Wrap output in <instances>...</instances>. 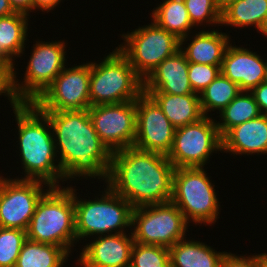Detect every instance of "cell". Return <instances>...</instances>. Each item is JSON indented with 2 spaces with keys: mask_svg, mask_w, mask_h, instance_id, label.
<instances>
[{
  "mask_svg": "<svg viewBox=\"0 0 267 267\" xmlns=\"http://www.w3.org/2000/svg\"><path fill=\"white\" fill-rule=\"evenodd\" d=\"M267 16V0H238L221 11V26L259 29Z\"/></svg>",
  "mask_w": 267,
  "mask_h": 267,
  "instance_id": "d4e9b609",
  "label": "cell"
},
{
  "mask_svg": "<svg viewBox=\"0 0 267 267\" xmlns=\"http://www.w3.org/2000/svg\"><path fill=\"white\" fill-rule=\"evenodd\" d=\"M188 225L180 209L168 201L133 208L130 230L134 242L169 248L185 238Z\"/></svg>",
  "mask_w": 267,
  "mask_h": 267,
  "instance_id": "9c48e42d",
  "label": "cell"
},
{
  "mask_svg": "<svg viewBox=\"0 0 267 267\" xmlns=\"http://www.w3.org/2000/svg\"><path fill=\"white\" fill-rule=\"evenodd\" d=\"M151 14V20L179 40L190 36V30L194 28L184 0H164L163 3L153 8Z\"/></svg>",
  "mask_w": 267,
  "mask_h": 267,
  "instance_id": "cb8c5ba5",
  "label": "cell"
},
{
  "mask_svg": "<svg viewBox=\"0 0 267 267\" xmlns=\"http://www.w3.org/2000/svg\"><path fill=\"white\" fill-rule=\"evenodd\" d=\"M27 239L62 247L77 243L73 186H52L40 199L26 230Z\"/></svg>",
  "mask_w": 267,
  "mask_h": 267,
  "instance_id": "277c9868",
  "label": "cell"
},
{
  "mask_svg": "<svg viewBox=\"0 0 267 267\" xmlns=\"http://www.w3.org/2000/svg\"><path fill=\"white\" fill-rule=\"evenodd\" d=\"M12 110L18 127L19 156L25 172L23 177L16 179L40 180L61 187L59 182L64 181V174L57 161L48 116L33 102H19Z\"/></svg>",
  "mask_w": 267,
  "mask_h": 267,
  "instance_id": "3957f363",
  "label": "cell"
},
{
  "mask_svg": "<svg viewBox=\"0 0 267 267\" xmlns=\"http://www.w3.org/2000/svg\"><path fill=\"white\" fill-rule=\"evenodd\" d=\"M184 3L194 27L203 23L221 26V10L217 0H184Z\"/></svg>",
  "mask_w": 267,
  "mask_h": 267,
  "instance_id": "4dcf8cb0",
  "label": "cell"
},
{
  "mask_svg": "<svg viewBox=\"0 0 267 267\" xmlns=\"http://www.w3.org/2000/svg\"><path fill=\"white\" fill-rule=\"evenodd\" d=\"M89 85L90 62L67 66L33 103L41 111L88 110Z\"/></svg>",
  "mask_w": 267,
  "mask_h": 267,
  "instance_id": "7c38bea8",
  "label": "cell"
},
{
  "mask_svg": "<svg viewBox=\"0 0 267 267\" xmlns=\"http://www.w3.org/2000/svg\"><path fill=\"white\" fill-rule=\"evenodd\" d=\"M15 13L11 7L9 0H0V17L8 16Z\"/></svg>",
  "mask_w": 267,
  "mask_h": 267,
  "instance_id": "74e56055",
  "label": "cell"
},
{
  "mask_svg": "<svg viewBox=\"0 0 267 267\" xmlns=\"http://www.w3.org/2000/svg\"><path fill=\"white\" fill-rule=\"evenodd\" d=\"M170 267H220L225 252L186 237L169 247Z\"/></svg>",
  "mask_w": 267,
  "mask_h": 267,
  "instance_id": "7402d4cb",
  "label": "cell"
},
{
  "mask_svg": "<svg viewBox=\"0 0 267 267\" xmlns=\"http://www.w3.org/2000/svg\"><path fill=\"white\" fill-rule=\"evenodd\" d=\"M130 267H170L169 248L134 242Z\"/></svg>",
  "mask_w": 267,
  "mask_h": 267,
  "instance_id": "f1b7e54d",
  "label": "cell"
},
{
  "mask_svg": "<svg viewBox=\"0 0 267 267\" xmlns=\"http://www.w3.org/2000/svg\"><path fill=\"white\" fill-rule=\"evenodd\" d=\"M134 245L132 233L97 236L82 249L80 267H130Z\"/></svg>",
  "mask_w": 267,
  "mask_h": 267,
  "instance_id": "2e32d148",
  "label": "cell"
},
{
  "mask_svg": "<svg viewBox=\"0 0 267 267\" xmlns=\"http://www.w3.org/2000/svg\"><path fill=\"white\" fill-rule=\"evenodd\" d=\"M160 107L171 124L177 129L195 123L204 117L199 94L172 95L168 93H146Z\"/></svg>",
  "mask_w": 267,
  "mask_h": 267,
  "instance_id": "44dd1931",
  "label": "cell"
},
{
  "mask_svg": "<svg viewBox=\"0 0 267 267\" xmlns=\"http://www.w3.org/2000/svg\"><path fill=\"white\" fill-rule=\"evenodd\" d=\"M189 62L185 54L178 50L164 59L143 81L145 93H168L189 95L194 93L188 77Z\"/></svg>",
  "mask_w": 267,
  "mask_h": 267,
  "instance_id": "ac0fdd59",
  "label": "cell"
},
{
  "mask_svg": "<svg viewBox=\"0 0 267 267\" xmlns=\"http://www.w3.org/2000/svg\"><path fill=\"white\" fill-rule=\"evenodd\" d=\"M242 90L239 85L220 73L200 94V107L204 116L208 112L226 108Z\"/></svg>",
  "mask_w": 267,
  "mask_h": 267,
  "instance_id": "83f0119b",
  "label": "cell"
},
{
  "mask_svg": "<svg viewBox=\"0 0 267 267\" xmlns=\"http://www.w3.org/2000/svg\"><path fill=\"white\" fill-rule=\"evenodd\" d=\"M231 155L267 154V115L236 125L222 136V152ZM241 154V155H240Z\"/></svg>",
  "mask_w": 267,
  "mask_h": 267,
  "instance_id": "d6986e66",
  "label": "cell"
},
{
  "mask_svg": "<svg viewBox=\"0 0 267 267\" xmlns=\"http://www.w3.org/2000/svg\"><path fill=\"white\" fill-rule=\"evenodd\" d=\"M238 0H217L219 9L222 11L226 6Z\"/></svg>",
  "mask_w": 267,
  "mask_h": 267,
  "instance_id": "60d3db41",
  "label": "cell"
},
{
  "mask_svg": "<svg viewBox=\"0 0 267 267\" xmlns=\"http://www.w3.org/2000/svg\"><path fill=\"white\" fill-rule=\"evenodd\" d=\"M222 152V137L216 120L204 116L199 121L177 128L167 158L175 168L205 167L210 156Z\"/></svg>",
  "mask_w": 267,
  "mask_h": 267,
  "instance_id": "8fae6325",
  "label": "cell"
},
{
  "mask_svg": "<svg viewBox=\"0 0 267 267\" xmlns=\"http://www.w3.org/2000/svg\"><path fill=\"white\" fill-rule=\"evenodd\" d=\"M220 267H257L256 254L252 256H237L231 252H226Z\"/></svg>",
  "mask_w": 267,
  "mask_h": 267,
  "instance_id": "d6a6232c",
  "label": "cell"
},
{
  "mask_svg": "<svg viewBox=\"0 0 267 267\" xmlns=\"http://www.w3.org/2000/svg\"><path fill=\"white\" fill-rule=\"evenodd\" d=\"M264 82L267 83V60H266V69H265Z\"/></svg>",
  "mask_w": 267,
  "mask_h": 267,
  "instance_id": "7bdbcfd3",
  "label": "cell"
},
{
  "mask_svg": "<svg viewBox=\"0 0 267 267\" xmlns=\"http://www.w3.org/2000/svg\"><path fill=\"white\" fill-rule=\"evenodd\" d=\"M43 112L49 118L64 181L81 176L106 183L112 153L97 135L88 110Z\"/></svg>",
  "mask_w": 267,
  "mask_h": 267,
  "instance_id": "6da1fadb",
  "label": "cell"
},
{
  "mask_svg": "<svg viewBox=\"0 0 267 267\" xmlns=\"http://www.w3.org/2000/svg\"><path fill=\"white\" fill-rule=\"evenodd\" d=\"M51 187L40 180L0 176V227L26 231L38 202Z\"/></svg>",
  "mask_w": 267,
  "mask_h": 267,
  "instance_id": "4fadbf2b",
  "label": "cell"
},
{
  "mask_svg": "<svg viewBox=\"0 0 267 267\" xmlns=\"http://www.w3.org/2000/svg\"><path fill=\"white\" fill-rule=\"evenodd\" d=\"M101 142L112 153L132 147L136 136V100L88 109Z\"/></svg>",
  "mask_w": 267,
  "mask_h": 267,
  "instance_id": "5bb4252c",
  "label": "cell"
},
{
  "mask_svg": "<svg viewBox=\"0 0 267 267\" xmlns=\"http://www.w3.org/2000/svg\"><path fill=\"white\" fill-rule=\"evenodd\" d=\"M69 254L60 246L26 239L15 267H62Z\"/></svg>",
  "mask_w": 267,
  "mask_h": 267,
  "instance_id": "484cf974",
  "label": "cell"
},
{
  "mask_svg": "<svg viewBox=\"0 0 267 267\" xmlns=\"http://www.w3.org/2000/svg\"><path fill=\"white\" fill-rule=\"evenodd\" d=\"M219 114L221 119L218 122L216 121V125L221 137L234 126L261 115L255 98L250 91L240 92Z\"/></svg>",
  "mask_w": 267,
  "mask_h": 267,
  "instance_id": "4316f807",
  "label": "cell"
},
{
  "mask_svg": "<svg viewBox=\"0 0 267 267\" xmlns=\"http://www.w3.org/2000/svg\"><path fill=\"white\" fill-rule=\"evenodd\" d=\"M258 31H259V33L261 32V34L267 38V16L264 18Z\"/></svg>",
  "mask_w": 267,
  "mask_h": 267,
  "instance_id": "b9f144b4",
  "label": "cell"
},
{
  "mask_svg": "<svg viewBox=\"0 0 267 267\" xmlns=\"http://www.w3.org/2000/svg\"><path fill=\"white\" fill-rule=\"evenodd\" d=\"M258 105L260 113L267 115V83L262 82L250 91Z\"/></svg>",
  "mask_w": 267,
  "mask_h": 267,
  "instance_id": "e575fe53",
  "label": "cell"
},
{
  "mask_svg": "<svg viewBox=\"0 0 267 267\" xmlns=\"http://www.w3.org/2000/svg\"><path fill=\"white\" fill-rule=\"evenodd\" d=\"M215 186L204 167L175 168L171 201L180 209L188 223L215 224L220 203Z\"/></svg>",
  "mask_w": 267,
  "mask_h": 267,
  "instance_id": "52a82bcc",
  "label": "cell"
},
{
  "mask_svg": "<svg viewBox=\"0 0 267 267\" xmlns=\"http://www.w3.org/2000/svg\"><path fill=\"white\" fill-rule=\"evenodd\" d=\"M35 43L21 84L14 67L12 88L18 102H34L67 66L64 40Z\"/></svg>",
  "mask_w": 267,
  "mask_h": 267,
  "instance_id": "30bf717a",
  "label": "cell"
},
{
  "mask_svg": "<svg viewBox=\"0 0 267 267\" xmlns=\"http://www.w3.org/2000/svg\"><path fill=\"white\" fill-rule=\"evenodd\" d=\"M104 189L93 200L79 199L74 189L77 242L90 236L127 233L124 229L131 228L133 206L107 185Z\"/></svg>",
  "mask_w": 267,
  "mask_h": 267,
  "instance_id": "5b68a950",
  "label": "cell"
},
{
  "mask_svg": "<svg viewBox=\"0 0 267 267\" xmlns=\"http://www.w3.org/2000/svg\"><path fill=\"white\" fill-rule=\"evenodd\" d=\"M136 136L133 147L168 155L176 128L145 92L136 100Z\"/></svg>",
  "mask_w": 267,
  "mask_h": 267,
  "instance_id": "9a60e30c",
  "label": "cell"
},
{
  "mask_svg": "<svg viewBox=\"0 0 267 267\" xmlns=\"http://www.w3.org/2000/svg\"><path fill=\"white\" fill-rule=\"evenodd\" d=\"M0 71H14V65H12L0 52Z\"/></svg>",
  "mask_w": 267,
  "mask_h": 267,
  "instance_id": "f35d334b",
  "label": "cell"
},
{
  "mask_svg": "<svg viewBox=\"0 0 267 267\" xmlns=\"http://www.w3.org/2000/svg\"><path fill=\"white\" fill-rule=\"evenodd\" d=\"M26 239L25 230L0 227V267H15Z\"/></svg>",
  "mask_w": 267,
  "mask_h": 267,
  "instance_id": "f546056e",
  "label": "cell"
},
{
  "mask_svg": "<svg viewBox=\"0 0 267 267\" xmlns=\"http://www.w3.org/2000/svg\"><path fill=\"white\" fill-rule=\"evenodd\" d=\"M190 38L186 36L180 40V50L185 54L188 62L222 65L225 50L231 42L229 34L219 32L217 29L201 30ZM188 40H191V43H187L188 45L184 47L186 44L184 42Z\"/></svg>",
  "mask_w": 267,
  "mask_h": 267,
  "instance_id": "ffe728a7",
  "label": "cell"
},
{
  "mask_svg": "<svg viewBox=\"0 0 267 267\" xmlns=\"http://www.w3.org/2000/svg\"><path fill=\"white\" fill-rule=\"evenodd\" d=\"M62 0H33V12L36 9L42 10V12L48 13L53 10Z\"/></svg>",
  "mask_w": 267,
  "mask_h": 267,
  "instance_id": "8d00e7d4",
  "label": "cell"
},
{
  "mask_svg": "<svg viewBox=\"0 0 267 267\" xmlns=\"http://www.w3.org/2000/svg\"><path fill=\"white\" fill-rule=\"evenodd\" d=\"M28 19L29 15L20 12L0 17V52L12 65L16 56L21 58L24 54Z\"/></svg>",
  "mask_w": 267,
  "mask_h": 267,
  "instance_id": "603a6c76",
  "label": "cell"
},
{
  "mask_svg": "<svg viewBox=\"0 0 267 267\" xmlns=\"http://www.w3.org/2000/svg\"><path fill=\"white\" fill-rule=\"evenodd\" d=\"M220 73L221 65L189 62L188 77L194 93L200 94Z\"/></svg>",
  "mask_w": 267,
  "mask_h": 267,
  "instance_id": "1f68e13d",
  "label": "cell"
},
{
  "mask_svg": "<svg viewBox=\"0 0 267 267\" xmlns=\"http://www.w3.org/2000/svg\"><path fill=\"white\" fill-rule=\"evenodd\" d=\"M121 35L124 44L116 48L143 81L164 59L180 50V40L154 21Z\"/></svg>",
  "mask_w": 267,
  "mask_h": 267,
  "instance_id": "ba28073f",
  "label": "cell"
},
{
  "mask_svg": "<svg viewBox=\"0 0 267 267\" xmlns=\"http://www.w3.org/2000/svg\"><path fill=\"white\" fill-rule=\"evenodd\" d=\"M257 267H267V254L260 253L256 255Z\"/></svg>",
  "mask_w": 267,
  "mask_h": 267,
  "instance_id": "ab89813d",
  "label": "cell"
},
{
  "mask_svg": "<svg viewBox=\"0 0 267 267\" xmlns=\"http://www.w3.org/2000/svg\"><path fill=\"white\" fill-rule=\"evenodd\" d=\"M14 71H0V95L8 96L11 107L14 108L19 102L14 97L12 88V78Z\"/></svg>",
  "mask_w": 267,
  "mask_h": 267,
  "instance_id": "836d02e7",
  "label": "cell"
},
{
  "mask_svg": "<svg viewBox=\"0 0 267 267\" xmlns=\"http://www.w3.org/2000/svg\"><path fill=\"white\" fill-rule=\"evenodd\" d=\"M174 171L167 155L132 146L112 152L105 184L133 208L161 204L171 201Z\"/></svg>",
  "mask_w": 267,
  "mask_h": 267,
  "instance_id": "7a4b0ae2",
  "label": "cell"
},
{
  "mask_svg": "<svg viewBox=\"0 0 267 267\" xmlns=\"http://www.w3.org/2000/svg\"><path fill=\"white\" fill-rule=\"evenodd\" d=\"M266 60L250 49L227 46L221 65V73L239 85L242 91H251L264 82Z\"/></svg>",
  "mask_w": 267,
  "mask_h": 267,
  "instance_id": "e0dca14e",
  "label": "cell"
},
{
  "mask_svg": "<svg viewBox=\"0 0 267 267\" xmlns=\"http://www.w3.org/2000/svg\"><path fill=\"white\" fill-rule=\"evenodd\" d=\"M9 3L15 12L30 15L33 11V0H9Z\"/></svg>",
  "mask_w": 267,
  "mask_h": 267,
  "instance_id": "d590c367",
  "label": "cell"
},
{
  "mask_svg": "<svg viewBox=\"0 0 267 267\" xmlns=\"http://www.w3.org/2000/svg\"><path fill=\"white\" fill-rule=\"evenodd\" d=\"M142 93L143 80L117 48L102 61L90 62L91 106L134 101Z\"/></svg>",
  "mask_w": 267,
  "mask_h": 267,
  "instance_id": "8992f818",
  "label": "cell"
}]
</instances>
